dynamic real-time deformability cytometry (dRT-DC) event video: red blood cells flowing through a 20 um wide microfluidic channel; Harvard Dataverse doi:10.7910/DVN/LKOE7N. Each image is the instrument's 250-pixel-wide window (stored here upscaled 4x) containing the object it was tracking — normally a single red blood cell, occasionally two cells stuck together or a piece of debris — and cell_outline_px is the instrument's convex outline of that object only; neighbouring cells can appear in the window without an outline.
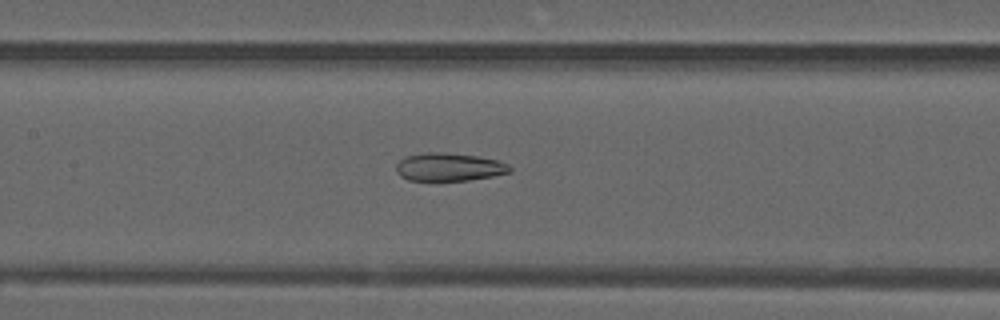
{"species": "common noctule bat (a hibernating species)", "species_latin": "Nyctalus noctula", "temperature_condition": "warm", "stored_images_in_passage": 51, "camera_frame_rate_fps": 3000, "um_per_image_px": 0.085, "animal": {"sex": "male", "forearm_length_mm": 52.5}, "frame": {"image": 1, "passage_image": 24, "time_ms": 7.667, "image_size_px": [1000, 320], "cell_outline_px": [[512, 172], [492, 176], [468, 180], [408, 180], [400, 176], [396, 172], [396, 164], [404, 156], [424, 152], [444, 152], [480, 156], [496, 160], [508, 164], [512, 168]], "centroid_in_image_um": [38.16, 14.18], "position_along_channel_um": 169.2, "area_um2": 18.73}}
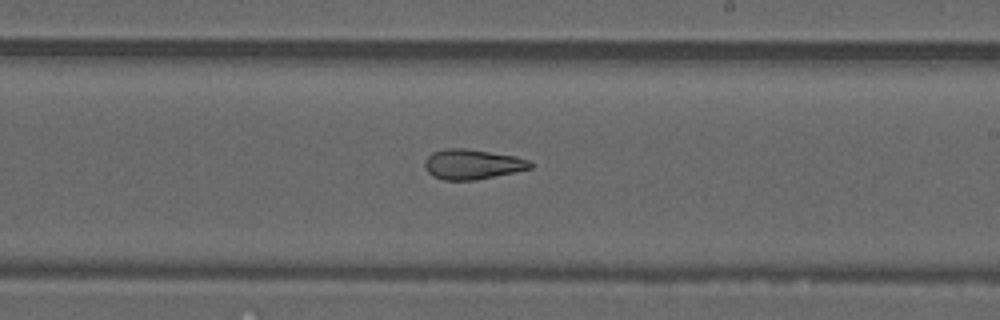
{"frame": {"image": 2, "passage_image": 30, "time_ms": 9.667, "image_size_px": [1000, 320], "cell_outline_px": [[532, 168], [476, 180], [444, 180], [432, 176], [424, 168], [424, 160], [432, 152], [448, 148], [464, 148], [516, 156], [532, 160]], "centroid_in_image_um": [40.14, 13.96], "position_along_channel_um": 248.9, "area_um2": 18.55}}
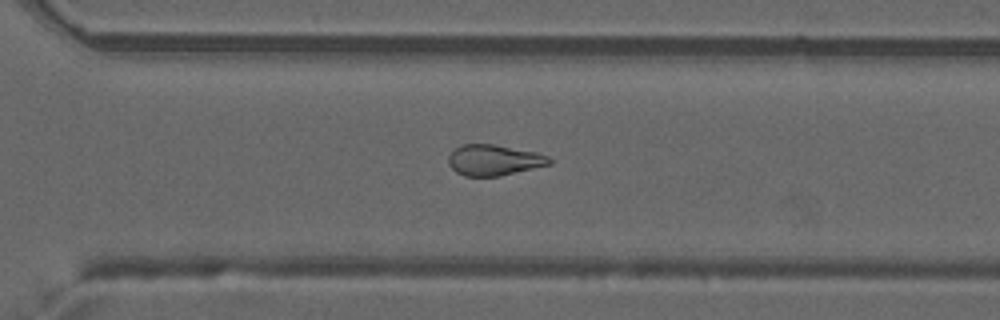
{"frame": {"image": 3, "passage_image": 36, "time_ms": 11.667, "image_size_px": [1000, 320], "cell_outline_px": [[552, 164], [500, 176], [464, 176], [456, 172], [448, 164], [448, 156], [460, 144], [492, 144], [536, 152], [548, 156], [552, 160]], "centroid_in_image_um": [41.98, 13.61], "position_along_channel_um": 328.6, "area_um2": 18.15}, "authors_computed_cell_mechanics": {"area_um2": 20.4034, "velocity_mm_per_s": 4.0041, "shape_relaxation_time_tau1_ms": null, "shape_relaxation_time_tau2_ms": 3.1435, "deformation_change_tau1": null, "deformation_change_tau2": 0.1263}}